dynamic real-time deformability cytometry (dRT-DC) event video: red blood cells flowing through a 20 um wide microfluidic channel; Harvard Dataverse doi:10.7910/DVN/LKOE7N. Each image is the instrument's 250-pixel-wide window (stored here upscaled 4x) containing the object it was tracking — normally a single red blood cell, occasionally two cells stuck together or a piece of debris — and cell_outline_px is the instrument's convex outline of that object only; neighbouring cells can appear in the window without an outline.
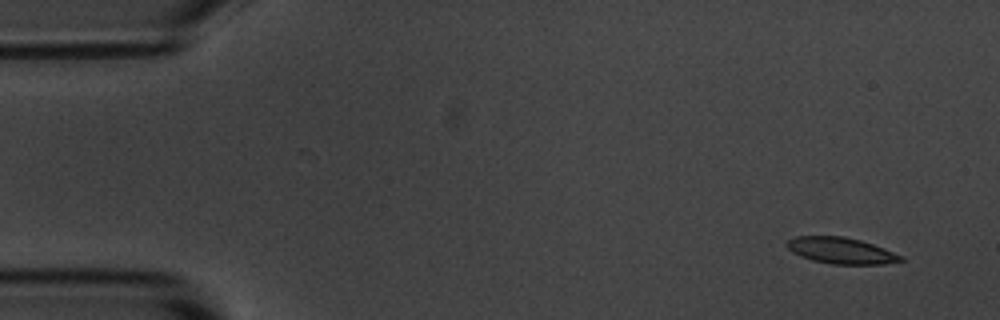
{"species": "common noctule bat (a hibernating species)", "species_latin": "Nyctalus noctula", "temperature_condition": "room temperature", "stored_images_in_passage": 4, "camera_frame_rate_fps": 3000, "um_per_image_px": 0.085, "animal": {"sex": "male", "body_mass_g": 20.1, "forearm_length_mm": 53.5}, "frame": {"image": 1, "passage_image": 1, "time_ms": 0.0, "image_size_px": [1000, 320], "cell_outline_px": [[904, 260], [884, 264], [832, 264], [812, 260], [800, 256], [792, 252], [788, 248], [788, 240], [796, 236], [844, 236], [860, 240], [884, 248], [904, 256]], "centroid_in_image_um": [71.51, 21.3], "position_along_channel_um": 13.5, "area_um2": 17.34}}
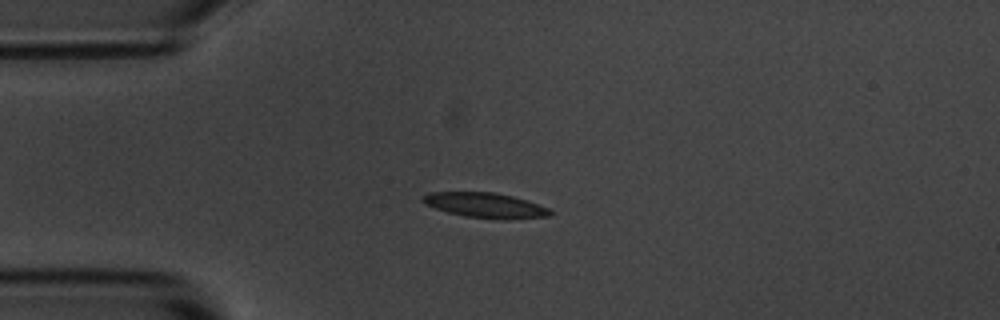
{"frame": {"image": 2, "passage_image": 4, "time_ms": 3.333, "image_size_px": [1000, 320], "cell_outline_px": [[552, 216], [508, 220], [500, 220], [464, 216], [448, 212], [424, 204], [420, 200], [420, 196], [428, 192], [492, 192], [512, 196], [548, 208], [552, 212]], "centroid_in_image_um": [41.21, 17.46], "position_along_channel_um": 43.8, "area_um2": 18.73}}